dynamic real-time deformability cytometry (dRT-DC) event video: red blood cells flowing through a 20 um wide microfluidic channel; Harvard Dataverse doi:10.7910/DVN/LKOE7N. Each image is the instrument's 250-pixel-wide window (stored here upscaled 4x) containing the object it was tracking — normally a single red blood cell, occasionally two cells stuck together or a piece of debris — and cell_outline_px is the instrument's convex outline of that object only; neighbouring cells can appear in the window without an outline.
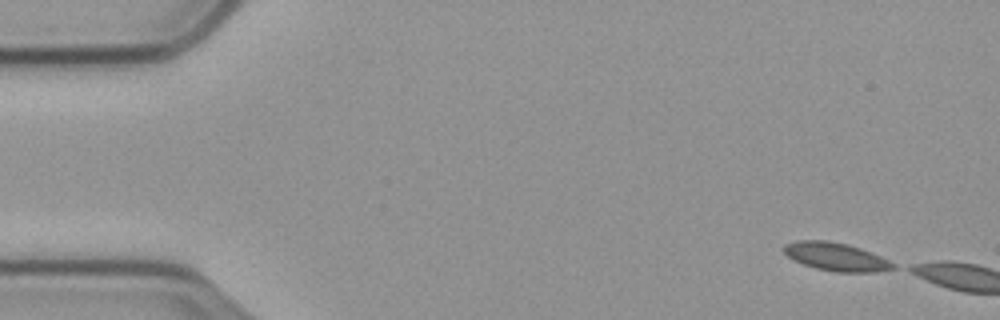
{"species": "common noctule bat (a hibernating species)", "species_latin": "Nyctalus noctula", "temperature_condition": "cold", "stored_images_in_passage": 9, "camera_frame_rate_fps": 3000, "um_per_image_px": 0.085, "animal": {"sex": "male", "body_mass_g": 23.1, "forearm_length_mm": 52.7}, "frame": {"image": 1, "passage_image": 1, "time_ms": 0.0, "image_size_px": [1000, 320], "cell_outline_px": [[896, 268], [872, 272], [836, 272], [816, 268], [804, 264], [788, 256], [780, 248], [784, 244], [796, 240], [828, 240], [848, 244], [860, 248], [880, 256], [896, 264]], "centroid_in_image_um": [71.03, 21.81], "position_along_channel_um": 14.0, "area_um2": 17.92}}